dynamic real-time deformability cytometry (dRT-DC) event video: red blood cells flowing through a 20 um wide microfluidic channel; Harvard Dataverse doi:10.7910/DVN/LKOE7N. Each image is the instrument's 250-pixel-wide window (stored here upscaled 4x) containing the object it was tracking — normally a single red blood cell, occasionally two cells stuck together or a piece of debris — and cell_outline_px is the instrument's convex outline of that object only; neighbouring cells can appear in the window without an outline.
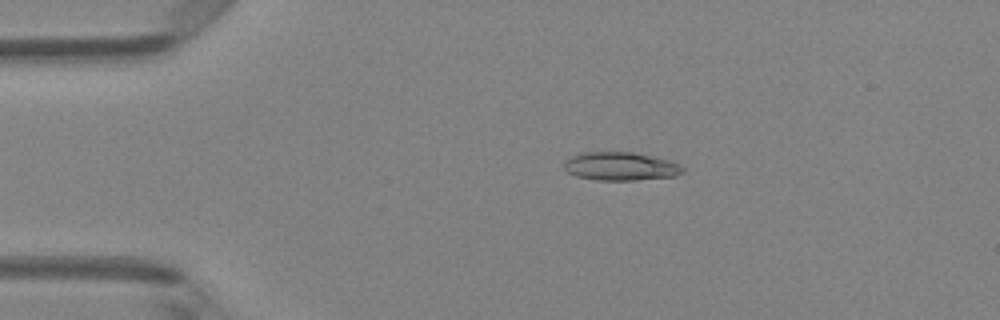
{"species": "Egyptian fruit bat (a non-hibernating species)", "species_latin": "Rousettus aegyptiacus", "temperature_condition": "room temperature", "stored_images_in_passage": 4, "camera_frame_rate_fps": 3000, "um_per_image_px": 0.085, "animal": {"sex": "female"}, "frame": {"image": 1, "passage_image": 3, "time_ms": 0.667, "image_size_px": [1000, 320], "cell_outline_px": [[684, 172], [676, 176], [636, 180], [596, 180], [576, 176], [568, 172], [564, 168], [564, 160], [580, 152], [632, 152], [668, 160], [680, 164], [684, 168]], "centroid_in_image_um": [52.74, 14.14], "position_along_channel_um": 32.3, "area_um2": 19.65}}